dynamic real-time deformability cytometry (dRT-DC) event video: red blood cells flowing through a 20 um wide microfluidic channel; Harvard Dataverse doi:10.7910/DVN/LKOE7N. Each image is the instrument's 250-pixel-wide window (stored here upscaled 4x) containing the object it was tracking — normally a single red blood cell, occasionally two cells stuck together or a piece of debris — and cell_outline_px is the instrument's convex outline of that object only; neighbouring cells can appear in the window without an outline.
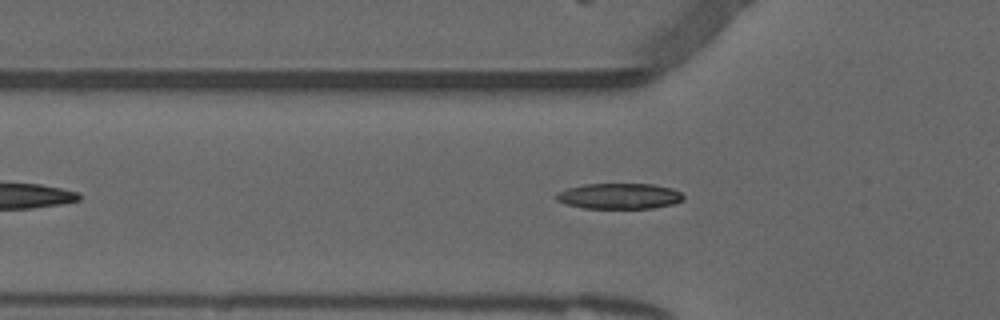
{"species": "common noctule bat (a hibernating species)", "species_latin": "Nyctalus noctula", "temperature_condition": "warm", "stored_images_in_passage": 34, "camera_frame_rate_fps": 3000, "um_per_image_px": 0.085, "animal": {"sex": "male", "forearm_length_mm": 52.5}, "frame": {"image": 1, "passage_image": 8, "time_ms": 2.333, "image_size_px": [1000, 320], "cell_outline_px": [[684, 200], [672, 204], [652, 208], [584, 208], [568, 204], [556, 200], [556, 192], [568, 188], [584, 184], [652, 184], [672, 188], [680, 192], [684, 196]], "centroid_in_image_um": [52.65, 16.66], "position_along_channel_um": 73.2, "area_um2": 18.96}}
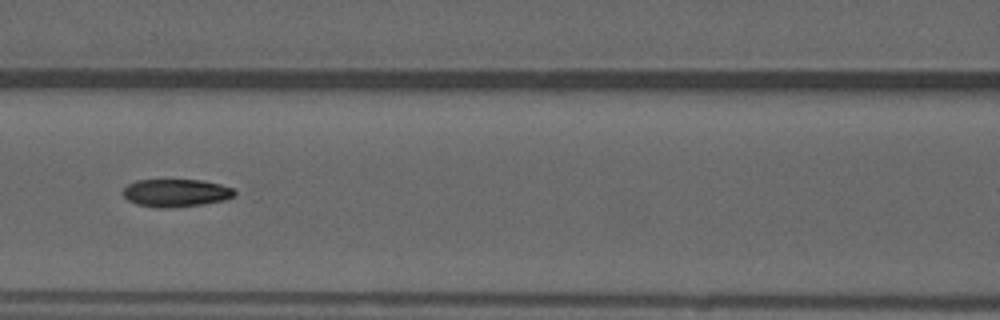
{"frame": {"image": 2, "passage_image": 14, "time_ms": 4.333, "image_size_px": [1000, 320], "cell_outline_px": [[236, 192], [232, 196], [224, 200], [200, 204], [172, 208], [156, 208], [136, 204], [128, 200], [120, 192], [128, 184], [136, 180], [200, 180], [220, 184], [232, 188]], "centroid_in_image_um": [14.89, 16.4], "position_along_channel_um": 151.7, "area_um2": 18.03}}
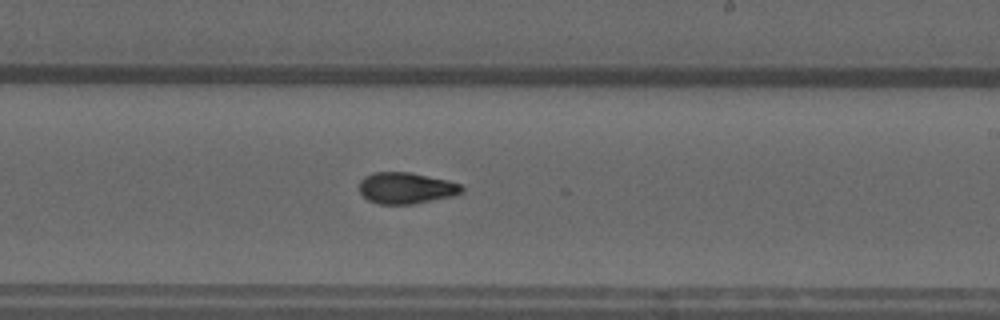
{"frame": {"image": 3, "passage_image": 22, "time_ms": 7.0, "image_size_px": [1000, 320], "cell_outline_px": [[464, 188], [460, 192], [452, 196], [412, 204], [380, 204], [368, 200], [360, 192], [360, 180], [364, 176], [372, 172], [412, 172], [448, 180], [460, 184]], "centroid_in_image_um": [34.5, 15.97], "position_along_channel_um": 254.5, "area_um2": 18.67}}